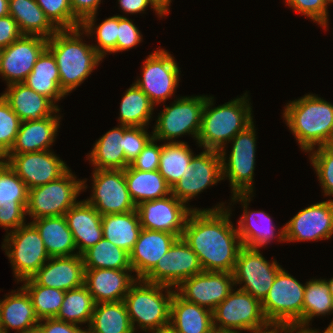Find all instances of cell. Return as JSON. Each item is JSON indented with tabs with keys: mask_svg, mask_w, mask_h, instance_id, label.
Masks as SVG:
<instances>
[{
	"mask_svg": "<svg viewBox=\"0 0 333 333\" xmlns=\"http://www.w3.org/2000/svg\"><path fill=\"white\" fill-rule=\"evenodd\" d=\"M224 203L212 209L193 210L182 238L197 254L203 271L232 273L242 243ZM224 207V208H223Z\"/></svg>",
	"mask_w": 333,
	"mask_h": 333,
	"instance_id": "cell-1",
	"label": "cell"
},
{
	"mask_svg": "<svg viewBox=\"0 0 333 333\" xmlns=\"http://www.w3.org/2000/svg\"><path fill=\"white\" fill-rule=\"evenodd\" d=\"M83 33L81 27L58 30L47 42L59 70L60 88L66 95L83 83L103 59L92 45L83 43Z\"/></svg>",
	"mask_w": 333,
	"mask_h": 333,
	"instance_id": "cell-2",
	"label": "cell"
},
{
	"mask_svg": "<svg viewBox=\"0 0 333 333\" xmlns=\"http://www.w3.org/2000/svg\"><path fill=\"white\" fill-rule=\"evenodd\" d=\"M283 117L302 151L327 146L333 137V104L314 95H304L286 104Z\"/></svg>",
	"mask_w": 333,
	"mask_h": 333,
	"instance_id": "cell-3",
	"label": "cell"
},
{
	"mask_svg": "<svg viewBox=\"0 0 333 333\" xmlns=\"http://www.w3.org/2000/svg\"><path fill=\"white\" fill-rule=\"evenodd\" d=\"M240 97L215 108H211L213 97L206 98L196 141L200 147L220 151L236 134L253 122L247 93Z\"/></svg>",
	"mask_w": 333,
	"mask_h": 333,
	"instance_id": "cell-4",
	"label": "cell"
},
{
	"mask_svg": "<svg viewBox=\"0 0 333 333\" xmlns=\"http://www.w3.org/2000/svg\"><path fill=\"white\" fill-rule=\"evenodd\" d=\"M164 290L166 294L162 293ZM174 292L169 286L137 279L123 300L134 332L136 322L142 330L148 329L151 333L169 326Z\"/></svg>",
	"mask_w": 333,
	"mask_h": 333,
	"instance_id": "cell-5",
	"label": "cell"
},
{
	"mask_svg": "<svg viewBox=\"0 0 333 333\" xmlns=\"http://www.w3.org/2000/svg\"><path fill=\"white\" fill-rule=\"evenodd\" d=\"M305 285H302L281 268L269 293L262 301L263 313L271 326L303 327V300Z\"/></svg>",
	"mask_w": 333,
	"mask_h": 333,
	"instance_id": "cell-6",
	"label": "cell"
},
{
	"mask_svg": "<svg viewBox=\"0 0 333 333\" xmlns=\"http://www.w3.org/2000/svg\"><path fill=\"white\" fill-rule=\"evenodd\" d=\"M85 180H76L69 169L60 178L28 190L26 215L33 220L62 216L77 202L79 193L87 188Z\"/></svg>",
	"mask_w": 333,
	"mask_h": 333,
	"instance_id": "cell-7",
	"label": "cell"
},
{
	"mask_svg": "<svg viewBox=\"0 0 333 333\" xmlns=\"http://www.w3.org/2000/svg\"><path fill=\"white\" fill-rule=\"evenodd\" d=\"M2 248L17 282L32 277L50 258L40 233L31 222L7 232Z\"/></svg>",
	"mask_w": 333,
	"mask_h": 333,
	"instance_id": "cell-8",
	"label": "cell"
},
{
	"mask_svg": "<svg viewBox=\"0 0 333 333\" xmlns=\"http://www.w3.org/2000/svg\"><path fill=\"white\" fill-rule=\"evenodd\" d=\"M234 291L212 311L214 328L235 329L237 332L247 330L250 333L270 328L262 310V302L238 288Z\"/></svg>",
	"mask_w": 333,
	"mask_h": 333,
	"instance_id": "cell-9",
	"label": "cell"
},
{
	"mask_svg": "<svg viewBox=\"0 0 333 333\" xmlns=\"http://www.w3.org/2000/svg\"><path fill=\"white\" fill-rule=\"evenodd\" d=\"M254 122L232 138V150L226 159V149L221 155L222 179L228 178L233 194L253 193L255 170L256 134ZM227 160V162H225Z\"/></svg>",
	"mask_w": 333,
	"mask_h": 333,
	"instance_id": "cell-10",
	"label": "cell"
},
{
	"mask_svg": "<svg viewBox=\"0 0 333 333\" xmlns=\"http://www.w3.org/2000/svg\"><path fill=\"white\" fill-rule=\"evenodd\" d=\"M206 98L207 95L182 97L174 101L172 106L165 107L158 115L153 138L156 141L176 142L173 139L191 134L197 140Z\"/></svg>",
	"mask_w": 333,
	"mask_h": 333,
	"instance_id": "cell-11",
	"label": "cell"
},
{
	"mask_svg": "<svg viewBox=\"0 0 333 333\" xmlns=\"http://www.w3.org/2000/svg\"><path fill=\"white\" fill-rule=\"evenodd\" d=\"M281 268L277 261L269 263L259 249L242 246L232 272L234 283L235 285L244 283L239 289L262 302Z\"/></svg>",
	"mask_w": 333,
	"mask_h": 333,
	"instance_id": "cell-12",
	"label": "cell"
},
{
	"mask_svg": "<svg viewBox=\"0 0 333 333\" xmlns=\"http://www.w3.org/2000/svg\"><path fill=\"white\" fill-rule=\"evenodd\" d=\"M142 77L134 82L155 105L165 102L178 87L180 69L166 50L159 49L144 61Z\"/></svg>",
	"mask_w": 333,
	"mask_h": 333,
	"instance_id": "cell-13",
	"label": "cell"
},
{
	"mask_svg": "<svg viewBox=\"0 0 333 333\" xmlns=\"http://www.w3.org/2000/svg\"><path fill=\"white\" fill-rule=\"evenodd\" d=\"M92 179L93 191L86 201L102 216L136 210L128 191L124 170L95 169Z\"/></svg>",
	"mask_w": 333,
	"mask_h": 333,
	"instance_id": "cell-14",
	"label": "cell"
},
{
	"mask_svg": "<svg viewBox=\"0 0 333 333\" xmlns=\"http://www.w3.org/2000/svg\"><path fill=\"white\" fill-rule=\"evenodd\" d=\"M279 230L280 242L330 239L333 235V200L300 210Z\"/></svg>",
	"mask_w": 333,
	"mask_h": 333,
	"instance_id": "cell-15",
	"label": "cell"
},
{
	"mask_svg": "<svg viewBox=\"0 0 333 333\" xmlns=\"http://www.w3.org/2000/svg\"><path fill=\"white\" fill-rule=\"evenodd\" d=\"M202 271L197 254L180 237L143 280L176 289L182 281Z\"/></svg>",
	"mask_w": 333,
	"mask_h": 333,
	"instance_id": "cell-16",
	"label": "cell"
},
{
	"mask_svg": "<svg viewBox=\"0 0 333 333\" xmlns=\"http://www.w3.org/2000/svg\"><path fill=\"white\" fill-rule=\"evenodd\" d=\"M3 159L24 181L28 190L54 181L69 170L66 163L50 150L6 154Z\"/></svg>",
	"mask_w": 333,
	"mask_h": 333,
	"instance_id": "cell-17",
	"label": "cell"
},
{
	"mask_svg": "<svg viewBox=\"0 0 333 333\" xmlns=\"http://www.w3.org/2000/svg\"><path fill=\"white\" fill-rule=\"evenodd\" d=\"M233 273L202 271L184 281L175 292L188 302L213 311L233 290Z\"/></svg>",
	"mask_w": 333,
	"mask_h": 333,
	"instance_id": "cell-18",
	"label": "cell"
},
{
	"mask_svg": "<svg viewBox=\"0 0 333 333\" xmlns=\"http://www.w3.org/2000/svg\"><path fill=\"white\" fill-rule=\"evenodd\" d=\"M136 209L143 229L164 231L179 238L189 214L193 210H201L187 207L172 194L161 199L144 201L137 205Z\"/></svg>",
	"mask_w": 333,
	"mask_h": 333,
	"instance_id": "cell-19",
	"label": "cell"
},
{
	"mask_svg": "<svg viewBox=\"0 0 333 333\" xmlns=\"http://www.w3.org/2000/svg\"><path fill=\"white\" fill-rule=\"evenodd\" d=\"M221 155L217 150L205 149L193 156L189 169L172 187V195L186 204L209 186L222 179Z\"/></svg>",
	"mask_w": 333,
	"mask_h": 333,
	"instance_id": "cell-20",
	"label": "cell"
},
{
	"mask_svg": "<svg viewBox=\"0 0 333 333\" xmlns=\"http://www.w3.org/2000/svg\"><path fill=\"white\" fill-rule=\"evenodd\" d=\"M48 39L40 36L23 35L8 47L2 48L0 75L7 86L23 83L41 55L47 48Z\"/></svg>",
	"mask_w": 333,
	"mask_h": 333,
	"instance_id": "cell-21",
	"label": "cell"
},
{
	"mask_svg": "<svg viewBox=\"0 0 333 333\" xmlns=\"http://www.w3.org/2000/svg\"><path fill=\"white\" fill-rule=\"evenodd\" d=\"M85 268L81 255L50 257L30 279L36 284L68 291L84 285Z\"/></svg>",
	"mask_w": 333,
	"mask_h": 333,
	"instance_id": "cell-22",
	"label": "cell"
},
{
	"mask_svg": "<svg viewBox=\"0 0 333 333\" xmlns=\"http://www.w3.org/2000/svg\"><path fill=\"white\" fill-rule=\"evenodd\" d=\"M132 269H85L84 285L95 304L123 301L137 277ZM129 272V273H128Z\"/></svg>",
	"mask_w": 333,
	"mask_h": 333,
	"instance_id": "cell-23",
	"label": "cell"
},
{
	"mask_svg": "<svg viewBox=\"0 0 333 333\" xmlns=\"http://www.w3.org/2000/svg\"><path fill=\"white\" fill-rule=\"evenodd\" d=\"M178 238L168 232L142 228L129 253L132 272L136 273L137 279H143Z\"/></svg>",
	"mask_w": 333,
	"mask_h": 333,
	"instance_id": "cell-24",
	"label": "cell"
},
{
	"mask_svg": "<svg viewBox=\"0 0 333 333\" xmlns=\"http://www.w3.org/2000/svg\"><path fill=\"white\" fill-rule=\"evenodd\" d=\"M78 255L103 238L102 215L86 200L77 201L64 215Z\"/></svg>",
	"mask_w": 333,
	"mask_h": 333,
	"instance_id": "cell-25",
	"label": "cell"
},
{
	"mask_svg": "<svg viewBox=\"0 0 333 333\" xmlns=\"http://www.w3.org/2000/svg\"><path fill=\"white\" fill-rule=\"evenodd\" d=\"M1 94L21 121L41 120L60 111L49 98L32 90L24 83L8 85Z\"/></svg>",
	"mask_w": 333,
	"mask_h": 333,
	"instance_id": "cell-26",
	"label": "cell"
},
{
	"mask_svg": "<svg viewBox=\"0 0 333 333\" xmlns=\"http://www.w3.org/2000/svg\"><path fill=\"white\" fill-rule=\"evenodd\" d=\"M41 120L22 121L15 142L7 154H24L50 150L55 141L61 117L56 115Z\"/></svg>",
	"mask_w": 333,
	"mask_h": 333,
	"instance_id": "cell-27",
	"label": "cell"
},
{
	"mask_svg": "<svg viewBox=\"0 0 333 333\" xmlns=\"http://www.w3.org/2000/svg\"><path fill=\"white\" fill-rule=\"evenodd\" d=\"M251 194H233L232 202L243 203L244 213L238 222L237 232L242 246L260 249L273 239L275 225L271 217L263 211H248L247 205L251 201ZM262 220L265 225L262 224ZM261 222V223H260ZM260 223V224H259Z\"/></svg>",
	"mask_w": 333,
	"mask_h": 333,
	"instance_id": "cell-28",
	"label": "cell"
},
{
	"mask_svg": "<svg viewBox=\"0 0 333 333\" xmlns=\"http://www.w3.org/2000/svg\"><path fill=\"white\" fill-rule=\"evenodd\" d=\"M11 293L3 301L0 300V330L8 333L12 328L18 333H27L37 329L40 320L28 293L22 287Z\"/></svg>",
	"mask_w": 333,
	"mask_h": 333,
	"instance_id": "cell-29",
	"label": "cell"
},
{
	"mask_svg": "<svg viewBox=\"0 0 333 333\" xmlns=\"http://www.w3.org/2000/svg\"><path fill=\"white\" fill-rule=\"evenodd\" d=\"M178 333H210L213 312L181 298L176 292L170 305V324Z\"/></svg>",
	"mask_w": 333,
	"mask_h": 333,
	"instance_id": "cell-30",
	"label": "cell"
},
{
	"mask_svg": "<svg viewBox=\"0 0 333 333\" xmlns=\"http://www.w3.org/2000/svg\"><path fill=\"white\" fill-rule=\"evenodd\" d=\"M40 233L50 257L73 256L77 248L64 215L41 217L31 222Z\"/></svg>",
	"mask_w": 333,
	"mask_h": 333,
	"instance_id": "cell-31",
	"label": "cell"
},
{
	"mask_svg": "<svg viewBox=\"0 0 333 333\" xmlns=\"http://www.w3.org/2000/svg\"><path fill=\"white\" fill-rule=\"evenodd\" d=\"M128 191L137 206L144 201L164 198L172 194V188L158 170L141 171L130 165L124 169Z\"/></svg>",
	"mask_w": 333,
	"mask_h": 333,
	"instance_id": "cell-32",
	"label": "cell"
},
{
	"mask_svg": "<svg viewBox=\"0 0 333 333\" xmlns=\"http://www.w3.org/2000/svg\"><path fill=\"white\" fill-rule=\"evenodd\" d=\"M9 15L23 35L49 39L58 31L35 0H9Z\"/></svg>",
	"mask_w": 333,
	"mask_h": 333,
	"instance_id": "cell-33",
	"label": "cell"
},
{
	"mask_svg": "<svg viewBox=\"0 0 333 333\" xmlns=\"http://www.w3.org/2000/svg\"><path fill=\"white\" fill-rule=\"evenodd\" d=\"M23 83L49 98L54 104L66 95L60 88V76L55 57L47 48L38 57L32 72Z\"/></svg>",
	"mask_w": 333,
	"mask_h": 333,
	"instance_id": "cell-34",
	"label": "cell"
},
{
	"mask_svg": "<svg viewBox=\"0 0 333 333\" xmlns=\"http://www.w3.org/2000/svg\"><path fill=\"white\" fill-rule=\"evenodd\" d=\"M123 147L124 125H119L100 137L87 157L94 169L124 170L129 164L125 161Z\"/></svg>",
	"mask_w": 333,
	"mask_h": 333,
	"instance_id": "cell-35",
	"label": "cell"
},
{
	"mask_svg": "<svg viewBox=\"0 0 333 333\" xmlns=\"http://www.w3.org/2000/svg\"><path fill=\"white\" fill-rule=\"evenodd\" d=\"M103 238L130 253L142 229L136 210L102 216Z\"/></svg>",
	"mask_w": 333,
	"mask_h": 333,
	"instance_id": "cell-36",
	"label": "cell"
},
{
	"mask_svg": "<svg viewBox=\"0 0 333 333\" xmlns=\"http://www.w3.org/2000/svg\"><path fill=\"white\" fill-rule=\"evenodd\" d=\"M87 330L90 333H135L124 301L95 304Z\"/></svg>",
	"mask_w": 333,
	"mask_h": 333,
	"instance_id": "cell-37",
	"label": "cell"
},
{
	"mask_svg": "<svg viewBox=\"0 0 333 333\" xmlns=\"http://www.w3.org/2000/svg\"><path fill=\"white\" fill-rule=\"evenodd\" d=\"M194 153L185 142H167L161 145L158 171L172 188L185 175Z\"/></svg>",
	"mask_w": 333,
	"mask_h": 333,
	"instance_id": "cell-38",
	"label": "cell"
},
{
	"mask_svg": "<svg viewBox=\"0 0 333 333\" xmlns=\"http://www.w3.org/2000/svg\"><path fill=\"white\" fill-rule=\"evenodd\" d=\"M154 106L149 97L134 83L122 98L118 120L127 127H145L152 118Z\"/></svg>",
	"mask_w": 333,
	"mask_h": 333,
	"instance_id": "cell-39",
	"label": "cell"
},
{
	"mask_svg": "<svg viewBox=\"0 0 333 333\" xmlns=\"http://www.w3.org/2000/svg\"><path fill=\"white\" fill-rule=\"evenodd\" d=\"M85 269H132L129 253L102 238L81 254Z\"/></svg>",
	"mask_w": 333,
	"mask_h": 333,
	"instance_id": "cell-40",
	"label": "cell"
},
{
	"mask_svg": "<svg viewBox=\"0 0 333 333\" xmlns=\"http://www.w3.org/2000/svg\"><path fill=\"white\" fill-rule=\"evenodd\" d=\"M95 302L85 285L65 291L62 307L56 319L75 325L88 323L90 325Z\"/></svg>",
	"mask_w": 333,
	"mask_h": 333,
	"instance_id": "cell-41",
	"label": "cell"
},
{
	"mask_svg": "<svg viewBox=\"0 0 333 333\" xmlns=\"http://www.w3.org/2000/svg\"><path fill=\"white\" fill-rule=\"evenodd\" d=\"M333 313V296L325 279H312L305 284L303 300V327L308 328L314 316ZM333 327V320L328 325Z\"/></svg>",
	"mask_w": 333,
	"mask_h": 333,
	"instance_id": "cell-42",
	"label": "cell"
},
{
	"mask_svg": "<svg viewBox=\"0 0 333 333\" xmlns=\"http://www.w3.org/2000/svg\"><path fill=\"white\" fill-rule=\"evenodd\" d=\"M21 286L29 295L36 316L41 319L55 318L62 307L65 291L36 285L30 278Z\"/></svg>",
	"mask_w": 333,
	"mask_h": 333,
	"instance_id": "cell-43",
	"label": "cell"
},
{
	"mask_svg": "<svg viewBox=\"0 0 333 333\" xmlns=\"http://www.w3.org/2000/svg\"><path fill=\"white\" fill-rule=\"evenodd\" d=\"M96 14L87 17L82 23L81 28L86 35L96 33L97 45H92L96 52L104 58L109 53L117 52V37H118V15H114L105 19L100 25L95 26ZM96 27V29H94ZM94 30V31H93Z\"/></svg>",
	"mask_w": 333,
	"mask_h": 333,
	"instance_id": "cell-44",
	"label": "cell"
},
{
	"mask_svg": "<svg viewBox=\"0 0 333 333\" xmlns=\"http://www.w3.org/2000/svg\"><path fill=\"white\" fill-rule=\"evenodd\" d=\"M28 188L24 181L6 163L0 164V207L27 206Z\"/></svg>",
	"mask_w": 333,
	"mask_h": 333,
	"instance_id": "cell-45",
	"label": "cell"
},
{
	"mask_svg": "<svg viewBox=\"0 0 333 333\" xmlns=\"http://www.w3.org/2000/svg\"><path fill=\"white\" fill-rule=\"evenodd\" d=\"M35 1L58 30L81 27L82 22L73 14L70 0Z\"/></svg>",
	"mask_w": 333,
	"mask_h": 333,
	"instance_id": "cell-46",
	"label": "cell"
},
{
	"mask_svg": "<svg viewBox=\"0 0 333 333\" xmlns=\"http://www.w3.org/2000/svg\"><path fill=\"white\" fill-rule=\"evenodd\" d=\"M21 120L0 95V155L4 157L13 146Z\"/></svg>",
	"mask_w": 333,
	"mask_h": 333,
	"instance_id": "cell-47",
	"label": "cell"
},
{
	"mask_svg": "<svg viewBox=\"0 0 333 333\" xmlns=\"http://www.w3.org/2000/svg\"><path fill=\"white\" fill-rule=\"evenodd\" d=\"M310 161L320 180L324 195H333V150L328 146L318 147L317 150L312 149Z\"/></svg>",
	"mask_w": 333,
	"mask_h": 333,
	"instance_id": "cell-48",
	"label": "cell"
},
{
	"mask_svg": "<svg viewBox=\"0 0 333 333\" xmlns=\"http://www.w3.org/2000/svg\"><path fill=\"white\" fill-rule=\"evenodd\" d=\"M145 129V127L124 126L123 151L125 155V161L129 165L140 154L147 143L153 138V135H149Z\"/></svg>",
	"mask_w": 333,
	"mask_h": 333,
	"instance_id": "cell-49",
	"label": "cell"
},
{
	"mask_svg": "<svg viewBox=\"0 0 333 333\" xmlns=\"http://www.w3.org/2000/svg\"><path fill=\"white\" fill-rule=\"evenodd\" d=\"M285 3L320 26H328V0H285Z\"/></svg>",
	"mask_w": 333,
	"mask_h": 333,
	"instance_id": "cell-50",
	"label": "cell"
},
{
	"mask_svg": "<svg viewBox=\"0 0 333 333\" xmlns=\"http://www.w3.org/2000/svg\"><path fill=\"white\" fill-rule=\"evenodd\" d=\"M142 41L140 30L131 19L118 15L117 52L132 49Z\"/></svg>",
	"mask_w": 333,
	"mask_h": 333,
	"instance_id": "cell-51",
	"label": "cell"
},
{
	"mask_svg": "<svg viewBox=\"0 0 333 333\" xmlns=\"http://www.w3.org/2000/svg\"><path fill=\"white\" fill-rule=\"evenodd\" d=\"M155 139L152 138L140 154L132 161L130 166L134 169L141 171H154L159 168V160L161 154V145L155 143ZM155 143V144H154Z\"/></svg>",
	"mask_w": 333,
	"mask_h": 333,
	"instance_id": "cell-52",
	"label": "cell"
},
{
	"mask_svg": "<svg viewBox=\"0 0 333 333\" xmlns=\"http://www.w3.org/2000/svg\"><path fill=\"white\" fill-rule=\"evenodd\" d=\"M27 206H4L0 207V226L5 230H16L24 225Z\"/></svg>",
	"mask_w": 333,
	"mask_h": 333,
	"instance_id": "cell-53",
	"label": "cell"
},
{
	"mask_svg": "<svg viewBox=\"0 0 333 333\" xmlns=\"http://www.w3.org/2000/svg\"><path fill=\"white\" fill-rule=\"evenodd\" d=\"M23 36L11 15L0 18V48L8 47Z\"/></svg>",
	"mask_w": 333,
	"mask_h": 333,
	"instance_id": "cell-54",
	"label": "cell"
},
{
	"mask_svg": "<svg viewBox=\"0 0 333 333\" xmlns=\"http://www.w3.org/2000/svg\"><path fill=\"white\" fill-rule=\"evenodd\" d=\"M37 328L41 333H86L87 331L81 329L78 325L67 323L56 318L41 319Z\"/></svg>",
	"mask_w": 333,
	"mask_h": 333,
	"instance_id": "cell-55",
	"label": "cell"
},
{
	"mask_svg": "<svg viewBox=\"0 0 333 333\" xmlns=\"http://www.w3.org/2000/svg\"><path fill=\"white\" fill-rule=\"evenodd\" d=\"M73 14L83 22L87 17L96 14L101 0H70Z\"/></svg>",
	"mask_w": 333,
	"mask_h": 333,
	"instance_id": "cell-56",
	"label": "cell"
},
{
	"mask_svg": "<svg viewBox=\"0 0 333 333\" xmlns=\"http://www.w3.org/2000/svg\"><path fill=\"white\" fill-rule=\"evenodd\" d=\"M120 7L125 13L135 14V13H142L148 8V5L156 11L159 17L163 15L153 6L150 0H118Z\"/></svg>",
	"mask_w": 333,
	"mask_h": 333,
	"instance_id": "cell-57",
	"label": "cell"
},
{
	"mask_svg": "<svg viewBox=\"0 0 333 333\" xmlns=\"http://www.w3.org/2000/svg\"><path fill=\"white\" fill-rule=\"evenodd\" d=\"M311 333V328H304V327H298V326H275V333ZM298 331V332H297Z\"/></svg>",
	"mask_w": 333,
	"mask_h": 333,
	"instance_id": "cell-58",
	"label": "cell"
},
{
	"mask_svg": "<svg viewBox=\"0 0 333 333\" xmlns=\"http://www.w3.org/2000/svg\"><path fill=\"white\" fill-rule=\"evenodd\" d=\"M153 6L163 15V17L169 12V6L171 0H150Z\"/></svg>",
	"mask_w": 333,
	"mask_h": 333,
	"instance_id": "cell-59",
	"label": "cell"
},
{
	"mask_svg": "<svg viewBox=\"0 0 333 333\" xmlns=\"http://www.w3.org/2000/svg\"><path fill=\"white\" fill-rule=\"evenodd\" d=\"M9 15V0H0V18Z\"/></svg>",
	"mask_w": 333,
	"mask_h": 333,
	"instance_id": "cell-60",
	"label": "cell"
},
{
	"mask_svg": "<svg viewBox=\"0 0 333 333\" xmlns=\"http://www.w3.org/2000/svg\"><path fill=\"white\" fill-rule=\"evenodd\" d=\"M152 333H178L177 331H175L170 325L163 327L157 331H154Z\"/></svg>",
	"mask_w": 333,
	"mask_h": 333,
	"instance_id": "cell-61",
	"label": "cell"
},
{
	"mask_svg": "<svg viewBox=\"0 0 333 333\" xmlns=\"http://www.w3.org/2000/svg\"><path fill=\"white\" fill-rule=\"evenodd\" d=\"M210 333H239V331H232V330H224V329H217L213 328Z\"/></svg>",
	"mask_w": 333,
	"mask_h": 333,
	"instance_id": "cell-62",
	"label": "cell"
},
{
	"mask_svg": "<svg viewBox=\"0 0 333 333\" xmlns=\"http://www.w3.org/2000/svg\"><path fill=\"white\" fill-rule=\"evenodd\" d=\"M252 333H275V326H270V329L267 328L265 330L258 331V332H252Z\"/></svg>",
	"mask_w": 333,
	"mask_h": 333,
	"instance_id": "cell-63",
	"label": "cell"
},
{
	"mask_svg": "<svg viewBox=\"0 0 333 333\" xmlns=\"http://www.w3.org/2000/svg\"><path fill=\"white\" fill-rule=\"evenodd\" d=\"M328 287H329V291L331 293V295L333 296V278H331L329 281L328 280H325Z\"/></svg>",
	"mask_w": 333,
	"mask_h": 333,
	"instance_id": "cell-64",
	"label": "cell"
},
{
	"mask_svg": "<svg viewBox=\"0 0 333 333\" xmlns=\"http://www.w3.org/2000/svg\"><path fill=\"white\" fill-rule=\"evenodd\" d=\"M311 333H320V332L319 331L317 332V330H313L311 328ZM323 333H333V327H327Z\"/></svg>",
	"mask_w": 333,
	"mask_h": 333,
	"instance_id": "cell-65",
	"label": "cell"
},
{
	"mask_svg": "<svg viewBox=\"0 0 333 333\" xmlns=\"http://www.w3.org/2000/svg\"><path fill=\"white\" fill-rule=\"evenodd\" d=\"M331 150H333V137L330 141V143L327 145Z\"/></svg>",
	"mask_w": 333,
	"mask_h": 333,
	"instance_id": "cell-66",
	"label": "cell"
},
{
	"mask_svg": "<svg viewBox=\"0 0 333 333\" xmlns=\"http://www.w3.org/2000/svg\"><path fill=\"white\" fill-rule=\"evenodd\" d=\"M27 333H41V331L37 328L32 331H28Z\"/></svg>",
	"mask_w": 333,
	"mask_h": 333,
	"instance_id": "cell-67",
	"label": "cell"
},
{
	"mask_svg": "<svg viewBox=\"0 0 333 333\" xmlns=\"http://www.w3.org/2000/svg\"><path fill=\"white\" fill-rule=\"evenodd\" d=\"M4 161L3 157L0 155V164Z\"/></svg>",
	"mask_w": 333,
	"mask_h": 333,
	"instance_id": "cell-68",
	"label": "cell"
},
{
	"mask_svg": "<svg viewBox=\"0 0 333 333\" xmlns=\"http://www.w3.org/2000/svg\"><path fill=\"white\" fill-rule=\"evenodd\" d=\"M2 48H0V60H1Z\"/></svg>",
	"mask_w": 333,
	"mask_h": 333,
	"instance_id": "cell-69",
	"label": "cell"
}]
</instances>
